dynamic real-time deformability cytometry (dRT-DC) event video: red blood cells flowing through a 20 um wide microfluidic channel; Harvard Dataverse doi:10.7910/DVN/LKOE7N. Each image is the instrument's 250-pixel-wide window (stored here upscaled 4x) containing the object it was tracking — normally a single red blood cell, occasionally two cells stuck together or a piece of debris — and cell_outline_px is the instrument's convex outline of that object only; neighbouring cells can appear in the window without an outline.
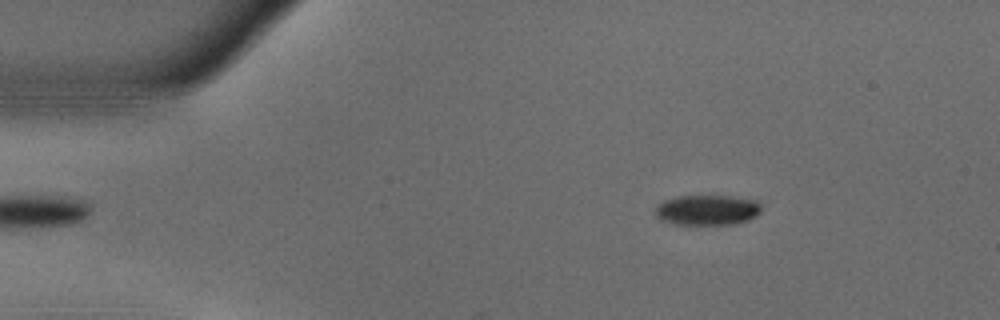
{"species": "common noctule bat (a hibernating species)", "species_latin": "Nyctalus noctula", "temperature_condition": "warm", "stored_images_in_passage": 48, "camera_frame_rate_fps": 3000, "um_per_image_px": 0.085, "animal": {"sex": "male", "body_mass_g": 18.8}, "frame": {"image": 1, "passage_image": 2, "time_ms": 0.333, "image_size_px": [1000, 320], "cell_outline_px": [[760, 212], [756, 216], [748, 220], [732, 224], [676, 224], [660, 220], [656, 216], [656, 204], [664, 200], [676, 196], [732, 196], [756, 200], [760, 204]], "centroid_in_image_um": [60.1, 17.84], "position_along_channel_um": 24.9, "area_um2": 18.73}}
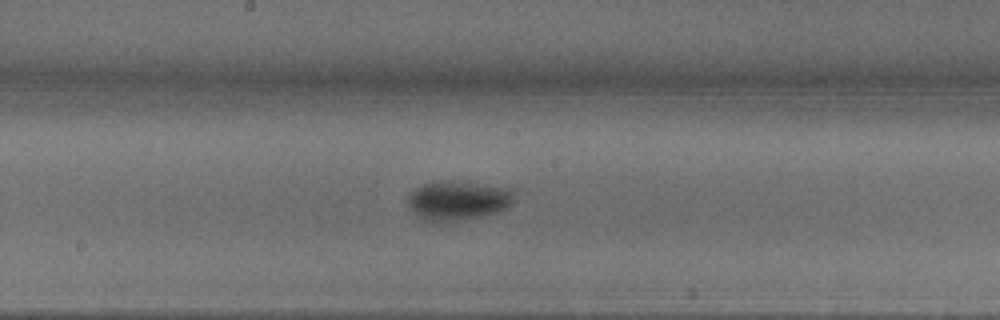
{"frame": {"image": 2, "passage_image": 22, "time_ms": 7.0, "image_size_px": [1000, 320], "cell_outline_px": [[512, 204], [508, 208], [496, 212], [480, 216], [456, 220], [424, 220], [416, 216], [412, 212], [408, 204], [408, 192], [424, 184], [440, 180], [456, 180], [512, 188]], "centroid_in_image_um": [38.9, 17.0], "position_along_channel_um": 209.3, "area_um2": 24.33}}
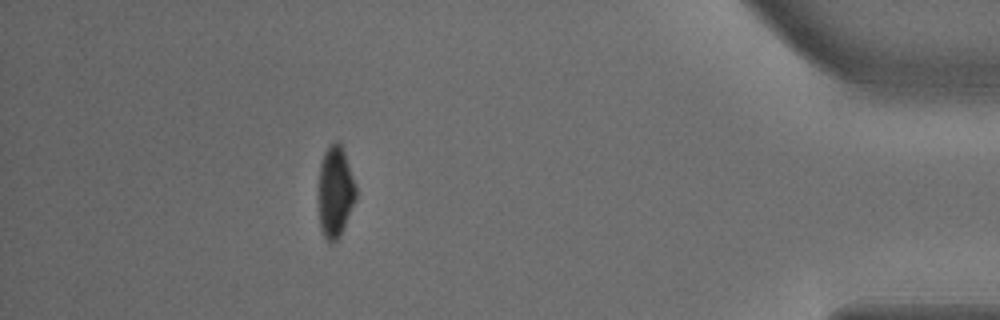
{"frame": {"image": 3, "passage_image": 42, "time_ms": 13.667, "image_size_px": [1000, 320], "cell_outline_px": [[356, 200], [340, 236], [332, 244], [328, 244], [324, 240], [320, 228], [320, 164], [324, 152], [336, 140], [340, 144], [344, 152], [356, 184]], "centroid_in_image_um": [28.52, 16.37], "position_along_channel_um": 406.7, "area_um2": 19.71}, "authors_computed_cell_mechanics": {"area_um2": 21.5016, "velocity_mm_per_s": 3.7308, "shape_relaxation_time_tau1_ms": 3.7105, "shape_relaxation_time_tau2_ms": null, "deformation_change_tau1": 0.1783, "deformation_change_tau2": null}}